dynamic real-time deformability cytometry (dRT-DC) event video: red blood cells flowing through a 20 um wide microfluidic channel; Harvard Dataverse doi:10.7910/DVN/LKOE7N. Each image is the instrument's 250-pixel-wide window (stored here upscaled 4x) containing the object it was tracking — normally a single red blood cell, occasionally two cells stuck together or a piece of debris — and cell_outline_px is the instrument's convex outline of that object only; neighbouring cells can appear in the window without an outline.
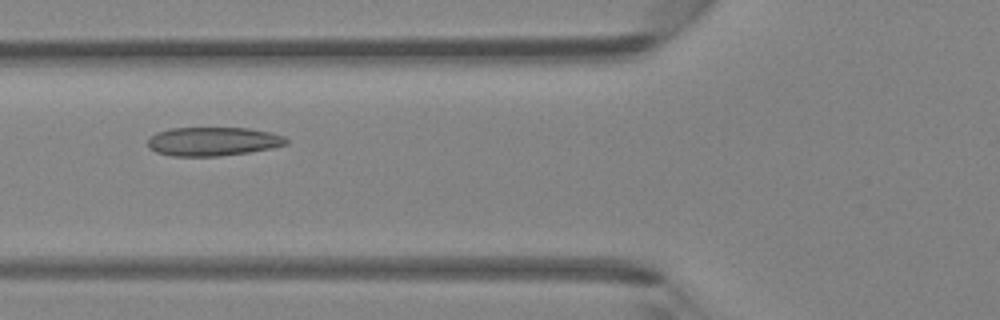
{"species": "Egyptian fruit bat (a non-hibernating species)", "species_latin": "Rousettus aegyptiacus", "temperature_condition": "room temperature", "stored_images_in_passage": 36, "camera_frame_rate_fps": 3000, "um_per_image_px": 0.085, "animal": {"sex": "female"}, "frame": {"image": 1, "passage_image": 8, "time_ms": 2.333, "image_size_px": [1000, 320], "cell_outline_px": [[288, 144], [272, 148], [248, 152], [220, 156], [172, 156], [156, 152], [148, 148], [148, 140], [156, 132], [172, 128], [248, 128], [272, 132], [284, 136], [288, 140]], "centroid_in_image_um": [18.12, 12.02], "position_along_channel_um": 107.7, "area_um2": 23.29}}
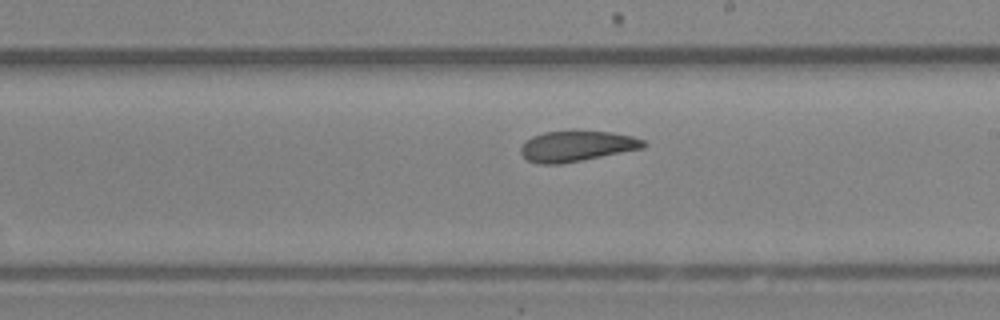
{"frame": {"image": 2, "passage_image": 17, "time_ms": 5.333, "image_size_px": [1000, 320], "cell_outline_px": [[648, 144], [644, 148], [560, 164], [540, 164], [528, 160], [520, 152], [520, 148], [524, 140], [532, 136], [544, 132], [572, 128], [612, 132], [632, 136], [644, 140]], "centroid_in_image_um": [49.01, 12.37], "position_along_channel_um": 240.0, "area_um2": 22.6}}
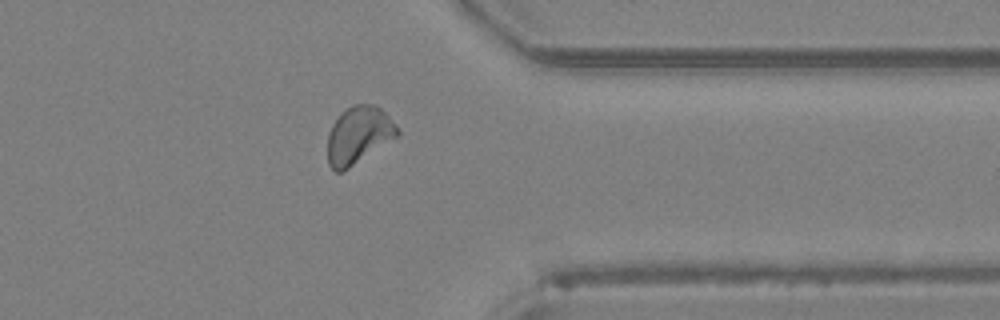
{"frame": {"image": 3, "passage_image": 27, "time_ms": 8.667, "image_size_px": [1000, 320], "cell_outline_px": [[400, 136], [348, 168], [340, 172], [336, 172], [328, 164], [328, 132], [332, 124], [340, 112], [352, 104], [372, 104], [380, 108], [400, 128]], "centroid_in_image_um": [30.5, 11.47], "position_along_channel_um": 380.9, "area_um2": 23.52}}